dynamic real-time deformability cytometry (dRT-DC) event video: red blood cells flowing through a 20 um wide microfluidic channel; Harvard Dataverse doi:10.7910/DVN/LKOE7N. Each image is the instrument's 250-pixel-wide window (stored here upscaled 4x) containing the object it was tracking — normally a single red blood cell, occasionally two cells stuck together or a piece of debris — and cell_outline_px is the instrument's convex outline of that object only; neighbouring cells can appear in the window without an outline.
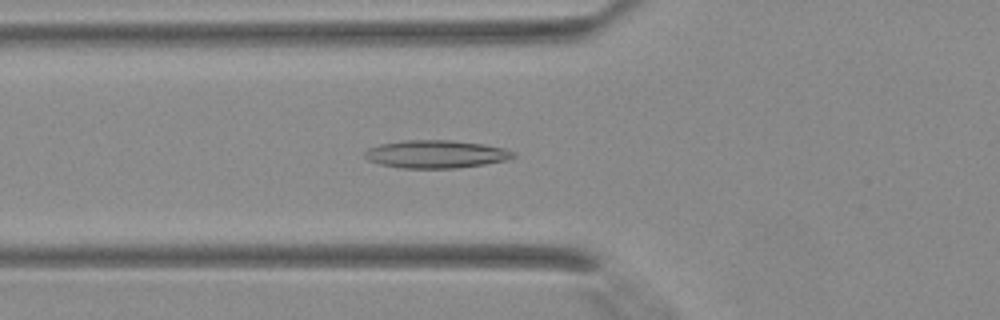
{"species": "Egyptian fruit bat (a non-hibernating species)", "species_latin": "Rousettus aegyptiacus", "temperature_condition": "warm", "stored_images_in_passage": 30, "camera_frame_rate_fps": 3000, "um_per_image_px": 0.085, "animal": {"sex": "female"}, "frame": {"image": 1, "passage_image": 4, "time_ms": 1.0, "image_size_px": [1000, 320], "cell_outline_px": [[516, 156], [508, 160], [484, 164], [456, 168], [400, 168], [380, 164], [368, 160], [364, 156], [364, 152], [368, 148], [380, 144], [404, 140], [452, 140], [484, 144], [504, 148], [516, 152]], "centroid_in_image_um": [37.07, 13.1], "position_along_channel_um": 88.7, "area_um2": 24.28}}
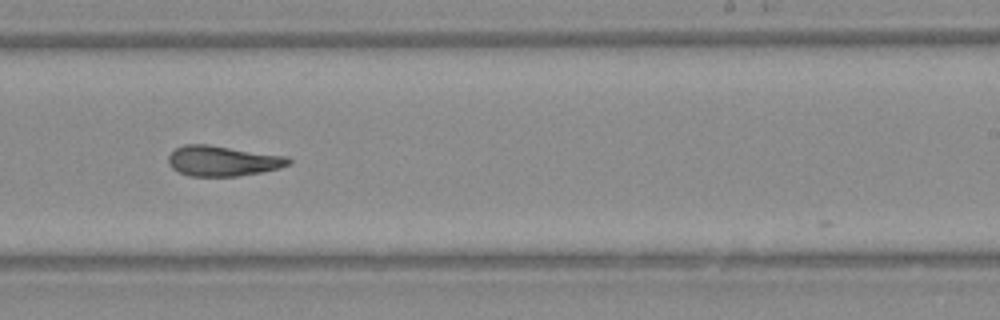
{"frame": {"image": 2, "passage_image": 15, "time_ms": 4.667, "image_size_px": [1000, 320], "cell_outline_px": [[292, 164], [280, 168], [260, 172], [236, 176], [188, 176], [172, 168], [168, 164], [168, 156], [176, 148], [184, 144], [208, 144], [288, 156], [292, 160]], "centroid_in_image_um": [18.95, 13.67], "position_along_channel_um": 270.0, "area_um2": 21.39}}
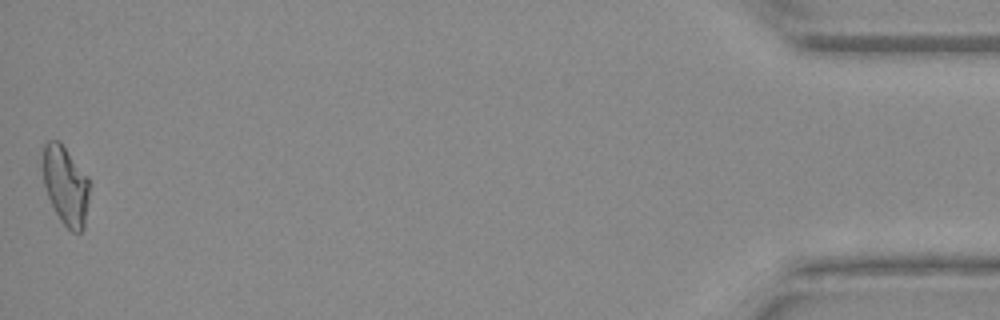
{"frame": {"image": 3, "passage_image": 30, "time_ms": 9.667, "image_size_px": [1000, 320], "cell_outline_px": [[88, 200], [84, 228], [80, 232], [72, 232], [60, 220], [48, 196], [44, 184], [40, 164], [44, 144], [48, 140], [60, 140], [88, 176]], "centroid_in_image_um": [5.54, 15.7], "position_along_channel_um": 429.7, "area_um2": 21.73}}